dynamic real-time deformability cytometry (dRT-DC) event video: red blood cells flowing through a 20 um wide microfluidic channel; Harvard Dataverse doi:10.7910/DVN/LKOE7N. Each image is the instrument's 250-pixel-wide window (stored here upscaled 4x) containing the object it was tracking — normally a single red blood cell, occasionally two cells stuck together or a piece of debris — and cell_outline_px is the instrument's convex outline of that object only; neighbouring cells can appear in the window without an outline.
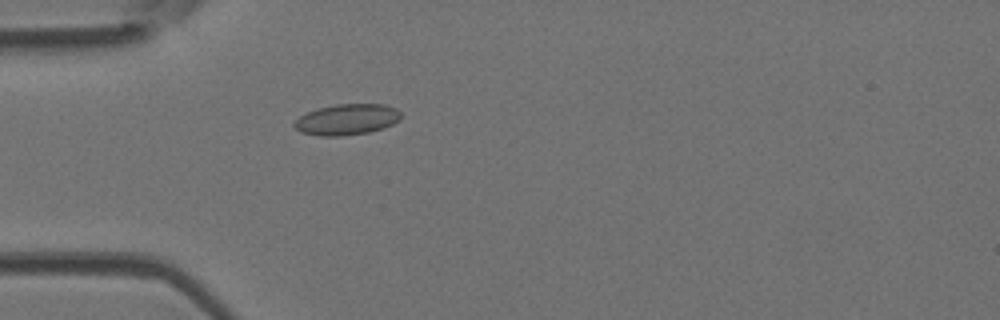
{"species": "Egyptian fruit bat (a non-hibernating species)", "species_latin": "Rousettus aegyptiacus", "temperature_condition": "room temperature", "stored_images_in_passage": 50, "camera_frame_rate_fps": 3000, "um_per_image_px": 0.085, "animal": {"sex": "female"}, "frame": {"image": 1, "passage_image": 15, "time_ms": 4.667, "image_size_px": [1000, 320], "cell_outline_px": [[400, 120], [384, 128], [368, 132], [340, 136], [320, 136], [300, 132], [292, 124], [300, 116], [316, 108], [336, 104], [384, 104], [396, 108], [400, 112]], "centroid_in_image_um": [29.48, 10.15], "position_along_channel_um": 55.5, "area_um2": 19.25}}
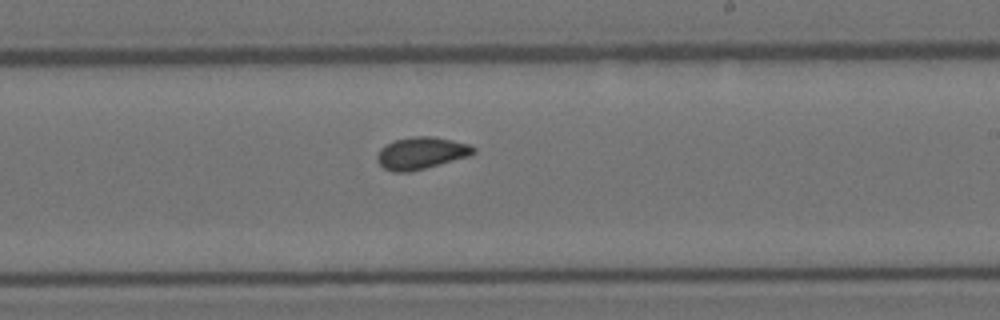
{"frame": {"image": 2, "passage_image": 30, "time_ms": 9.667, "image_size_px": [1000, 320], "cell_outline_px": [[476, 152], [468, 156], [424, 168], [408, 172], [392, 172], [384, 168], [376, 160], [376, 156], [380, 148], [396, 140], [412, 136], [432, 136], [452, 140], [468, 144], [476, 148]], "centroid_in_image_um": [35.78, 13.01], "position_along_channel_um": 253.2, "area_um2": 17.8}}
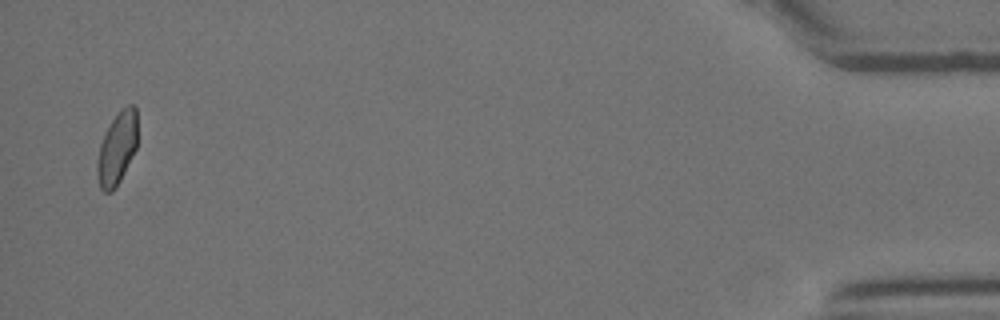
{"frame": {"image": 3, "passage_image": 49, "time_ms": 16.0, "image_size_px": [1000, 320], "cell_outline_px": [[136, 148], [120, 180], [112, 192], [104, 192], [100, 188], [96, 176], [96, 164], [100, 144], [104, 132], [112, 120], [128, 104], [132, 104], [136, 108]], "centroid_in_image_um": [9.91, 12.65], "position_along_channel_um": 425.3, "area_um2": 16.82}, "authors_computed_cell_mechanics": {"area_um2": 17.5423, "velocity_mm_per_s": 4.0687, "shape_relaxation_time_tau1_ms": null, "shape_relaxation_time_tau2_ms": 1.8341, "deformation_change_tau1": null, "deformation_change_tau2": 0.0467}}